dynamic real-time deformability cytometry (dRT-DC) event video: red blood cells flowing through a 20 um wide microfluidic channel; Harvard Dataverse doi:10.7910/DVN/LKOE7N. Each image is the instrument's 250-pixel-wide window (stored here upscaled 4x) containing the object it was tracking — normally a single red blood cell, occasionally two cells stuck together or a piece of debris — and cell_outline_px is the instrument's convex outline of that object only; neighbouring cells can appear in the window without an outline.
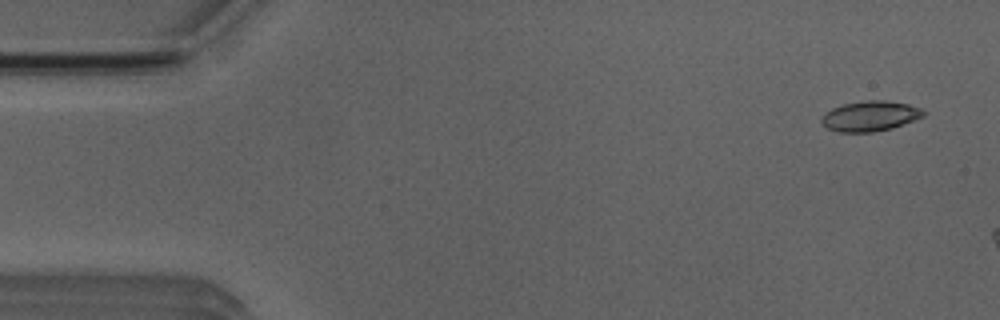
{"species": "Egyptian fruit bat (a non-hibernating species)", "species_latin": "Rousettus aegyptiacus", "temperature_condition": "room temperature", "stored_images_in_passage": 16, "camera_frame_rate_fps": 3000, "um_per_image_px": 0.085, "animal": {"sex": "male"}, "frame": {"image": 1, "passage_image": 3, "time_ms": 0.667, "image_size_px": [1000, 320], "cell_outline_px": [[928, 112], [924, 116], [892, 128], [872, 132], [840, 132], [828, 128], [820, 120], [820, 116], [832, 108], [844, 104], [868, 100], [884, 100], [908, 104], [920, 108]], "centroid_in_image_um": [73.97, 9.86], "position_along_channel_um": 11.0, "area_um2": 17.86}}